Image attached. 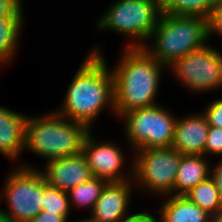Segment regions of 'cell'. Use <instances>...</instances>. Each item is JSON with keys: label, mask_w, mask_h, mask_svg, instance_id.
Masks as SVG:
<instances>
[{"label": "cell", "mask_w": 222, "mask_h": 222, "mask_svg": "<svg viewBox=\"0 0 222 222\" xmlns=\"http://www.w3.org/2000/svg\"><path fill=\"white\" fill-rule=\"evenodd\" d=\"M95 47L79 65L62 105L55 111L66 119L83 123L89 130L104 108L109 107L115 115L113 74L101 48Z\"/></svg>", "instance_id": "cell-1"}, {"label": "cell", "mask_w": 222, "mask_h": 222, "mask_svg": "<svg viewBox=\"0 0 222 222\" xmlns=\"http://www.w3.org/2000/svg\"><path fill=\"white\" fill-rule=\"evenodd\" d=\"M122 51L119 63L111 69L115 116L120 118L129 111L158 104L160 79L167 68L143 48H124Z\"/></svg>", "instance_id": "cell-2"}, {"label": "cell", "mask_w": 222, "mask_h": 222, "mask_svg": "<svg viewBox=\"0 0 222 222\" xmlns=\"http://www.w3.org/2000/svg\"><path fill=\"white\" fill-rule=\"evenodd\" d=\"M90 130L80 122L71 121L54 111L28 116L25 124V151L50 161L81 153L82 143Z\"/></svg>", "instance_id": "cell-3"}, {"label": "cell", "mask_w": 222, "mask_h": 222, "mask_svg": "<svg viewBox=\"0 0 222 222\" xmlns=\"http://www.w3.org/2000/svg\"><path fill=\"white\" fill-rule=\"evenodd\" d=\"M209 41L208 19L162 13L148 44L142 48L168 69L178 59Z\"/></svg>", "instance_id": "cell-4"}, {"label": "cell", "mask_w": 222, "mask_h": 222, "mask_svg": "<svg viewBox=\"0 0 222 222\" xmlns=\"http://www.w3.org/2000/svg\"><path fill=\"white\" fill-rule=\"evenodd\" d=\"M162 15L160 0H116L97 19V29L130 38L125 48H142ZM146 41V42H145Z\"/></svg>", "instance_id": "cell-5"}, {"label": "cell", "mask_w": 222, "mask_h": 222, "mask_svg": "<svg viewBox=\"0 0 222 222\" xmlns=\"http://www.w3.org/2000/svg\"><path fill=\"white\" fill-rule=\"evenodd\" d=\"M177 115L160 104L136 109L120 119L132 153L136 150L171 148Z\"/></svg>", "instance_id": "cell-6"}, {"label": "cell", "mask_w": 222, "mask_h": 222, "mask_svg": "<svg viewBox=\"0 0 222 222\" xmlns=\"http://www.w3.org/2000/svg\"><path fill=\"white\" fill-rule=\"evenodd\" d=\"M16 165L6 177L3 194H0V197L6 199L9 208H0V213L15 222H30L42 211L45 178L35 166L22 163Z\"/></svg>", "instance_id": "cell-7"}, {"label": "cell", "mask_w": 222, "mask_h": 222, "mask_svg": "<svg viewBox=\"0 0 222 222\" xmlns=\"http://www.w3.org/2000/svg\"><path fill=\"white\" fill-rule=\"evenodd\" d=\"M136 153V154H135ZM174 148H152L134 151V185L157 196L172 195L175 177L181 162Z\"/></svg>", "instance_id": "cell-8"}, {"label": "cell", "mask_w": 222, "mask_h": 222, "mask_svg": "<svg viewBox=\"0 0 222 222\" xmlns=\"http://www.w3.org/2000/svg\"><path fill=\"white\" fill-rule=\"evenodd\" d=\"M169 70L190 92H213L222 87V52L207 43L178 59Z\"/></svg>", "instance_id": "cell-9"}, {"label": "cell", "mask_w": 222, "mask_h": 222, "mask_svg": "<svg viewBox=\"0 0 222 222\" xmlns=\"http://www.w3.org/2000/svg\"><path fill=\"white\" fill-rule=\"evenodd\" d=\"M92 135L91 130L86 134L81 153L86 158L93 176L108 183L133 180V160L129 172L127 170L126 173L123 172L126 161L123 149L115 142H100Z\"/></svg>", "instance_id": "cell-10"}, {"label": "cell", "mask_w": 222, "mask_h": 222, "mask_svg": "<svg viewBox=\"0 0 222 222\" xmlns=\"http://www.w3.org/2000/svg\"><path fill=\"white\" fill-rule=\"evenodd\" d=\"M134 181L107 183L89 217L94 222H121L128 215Z\"/></svg>", "instance_id": "cell-11"}, {"label": "cell", "mask_w": 222, "mask_h": 222, "mask_svg": "<svg viewBox=\"0 0 222 222\" xmlns=\"http://www.w3.org/2000/svg\"><path fill=\"white\" fill-rule=\"evenodd\" d=\"M46 162V166L41 171L45 182L65 192L93 177L82 153Z\"/></svg>", "instance_id": "cell-12"}, {"label": "cell", "mask_w": 222, "mask_h": 222, "mask_svg": "<svg viewBox=\"0 0 222 222\" xmlns=\"http://www.w3.org/2000/svg\"><path fill=\"white\" fill-rule=\"evenodd\" d=\"M209 127L202 112L177 116L171 148L182 155H204Z\"/></svg>", "instance_id": "cell-13"}, {"label": "cell", "mask_w": 222, "mask_h": 222, "mask_svg": "<svg viewBox=\"0 0 222 222\" xmlns=\"http://www.w3.org/2000/svg\"><path fill=\"white\" fill-rule=\"evenodd\" d=\"M27 115L0 106V154L9 160L18 159L24 149Z\"/></svg>", "instance_id": "cell-14"}, {"label": "cell", "mask_w": 222, "mask_h": 222, "mask_svg": "<svg viewBox=\"0 0 222 222\" xmlns=\"http://www.w3.org/2000/svg\"><path fill=\"white\" fill-rule=\"evenodd\" d=\"M204 155H183L177 171L172 195H185L211 173L209 160Z\"/></svg>", "instance_id": "cell-15"}, {"label": "cell", "mask_w": 222, "mask_h": 222, "mask_svg": "<svg viewBox=\"0 0 222 222\" xmlns=\"http://www.w3.org/2000/svg\"><path fill=\"white\" fill-rule=\"evenodd\" d=\"M159 210L160 222H209L211 215L191 202L185 195L163 196Z\"/></svg>", "instance_id": "cell-16"}, {"label": "cell", "mask_w": 222, "mask_h": 222, "mask_svg": "<svg viewBox=\"0 0 222 222\" xmlns=\"http://www.w3.org/2000/svg\"><path fill=\"white\" fill-rule=\"evenodd\" d=\"M23 18H0V64L2 66L10 63L16 55L20 42V34L23 29Z\"/></svg>", "instance_id": "cell-17"}, {"label": "cell", "mask_w": 222, "mask_h": 222, "mask_svg": "<svg viewBox=\"0 0 222 222\" xmlns=\"http://www.w3.org/2000/svg\"><path fill=\"white\" fill-rule=\"evenodd\" d=\"M185 196L211 216L222 214V200L211 177L197 184Z\"/></svg>", "instance_id": "cell-18"}, {"label": "cell", "mask_w": 222, "mask_h": 222, "mask_svg": "<svg viewBox=\"0 0 222 222\" xmlns=\"http://www.w3.org/2000/svg\"><path fill=\"white\" fill-rule=\"evenodd\" d=\"M217 2L218 0H164L162 2V13L209 19Z\"/></svg>", "instance_id": "cell-19"}, {"label": "cell", "mask_w": 222, "mask_h": 222, "mask_svg": "<svg viewBox=\"0 0 222 222\" xmlns=\"http://www.w3.org/2000/svg\"><path fill=\"white\" fill-rule=\"evenodd\" d=\"M107 183V181L93 176L85 183L73 187L67 192L70 207L82 209L84 207V209L89 208L88 210L92 211Z\"/></svg>", "instance_id": "cell-20"}, {"label": "cell", "mask_w": 222, "mask_h": 222, "mask_svg": "<svg viewBox=\"0 0 222 222\" xmlns=\"http://www.w3.org/2000/svg\"><path fill=\"white\" fill-rule=\"evenodd\" d=\"M42 210L49 213H56L69 221L72 211L68 194L56 187L43 183V203Z\"/></svg>", "instance_id": "cell-21"}, {"label": "cell", "mask_w": 222, "mask_h": 222, "mask_svg": "<svg viewBox=\"0 0 222 222\" xmlns=\"http://www.w3.org/2000/svg\"><path fill=\"white\" fill-rule=\"evenodd\" d=\"M222 156V128L209 127L207 140L204 149V156Z\"/></svg>", "instance_id": "cell-22"}, {"label": "cell", "mask_w": 222, "mask_h": 222, "mask_svg": "<svg viewBox=\"0 0 222 222\" xmlns=\"http://www.w3.org/2000/svg\"><path fill=\"white\" fill-rule=\"evenodd\" d=\"M202 113L209 126L222 128V98L213 100Z\"/></svg>", "instance_id": "cell-23"}, {"label": "cell", "mask_w": 222, "mask_h": 222, "mask_svg": "<svg viewBox=\"0 0 222 222\" xmlns=\"http://www.w3.org/2000/svg\"><path fill=\"white\" fill-rule=\"evenodd\" d=\"M209 39L213 34L222 37V0H218L217 5L212 10V14L208 19Z\"/></svg>", "instance_id": "cell-24"}, {"label": "cell", "mask_w": 222, "mask_h": 222, "mask_svg": "<svg viewBox=\"0 0 222 222\" xmlns=\"http://www.w3.org/2000/svg\"><path fill=\"white\" fill-rule=\"evenodd\" d=\"M22 0H0V18L24 17Z\"/></svg>", "instance_id": "cell-25"}, {"label": "cell", "mask_w": 222, "mask_h": 222, "mask_svg": "<svg viewBox=\"0 0 222 222\" xmlns=\"http://www.w3.org/2000/svg\"><path fill=\"white\" fill-rule=\"evenodd\" d=\"M30 222H67V220L61 215L42 210Z\"/></svg>", "instance_id": "cell-26"}, {"label": "cell", "mask_w": 222, "mask_h": 222, "mask_svg": "<svg viewBox=\"0 0 222 222\" xmlns=\"http://www.w3.org/2000/svg\"><path fill=\"white\" fill-rule=\"evenodd\" d=\"M215 166H211L210 177L215 183L222 200V159Z\"/></svg>", "instance_id": "cell-27"}, {"label": "cell", "mask_w": 222, "mask_h": 222, "mask_svg": "<svg viewBox=\"0 0 222 222\" xmlns=\"http://www.w3.org/2000/svg\"><path fill=\"white\" fill-rule=\"evenodd\" d=\"M121 222H160L156 217L148 212L132 213L131 216L122 220Z\"/></svg>", "instance_id": "cell-28"}, {"label": "cell", "mask_w": 222, "mask_h": 222, "mask_svg": "<svg viewBox=\"0 0 222 222\" xmlns=\"http://www.w3.org/2000/svg\"><path fill=\"white\" fill-rule=\"evenodd\" d=\"M209 222H222V214L211 216Z\"/></svg>", "instance_id": "cell-29"}, {"label": "cell", "mask_w": 222, "mask_h": 222, "mask_svg": "<svg viewBox=\"0 0 222 222\" xmlns=\"http://www.w3.org/2000/svg\"><path fill=\"white\" fill-rule=\"evenodd\" d=\"M0 222H15V221H12L6 215H3L2 213H0Z\"/></svg>", "instance_id": "cell-30"}, {"label": "cell", "mask_w": 222, "mask_h": 222, "mask_svg": "<svg viewBox=\"0 0 222 222\" xmlns=\"http://www.w3.org/2000/svg\"><path fill=\"white\" fill-rule=\"evenodd\" d=\"M75 222H94V221H92L90 218H86V219H80V220H78V221H75Z\"/></svg>", "instance_id": "cell-31"}]
</instances>
